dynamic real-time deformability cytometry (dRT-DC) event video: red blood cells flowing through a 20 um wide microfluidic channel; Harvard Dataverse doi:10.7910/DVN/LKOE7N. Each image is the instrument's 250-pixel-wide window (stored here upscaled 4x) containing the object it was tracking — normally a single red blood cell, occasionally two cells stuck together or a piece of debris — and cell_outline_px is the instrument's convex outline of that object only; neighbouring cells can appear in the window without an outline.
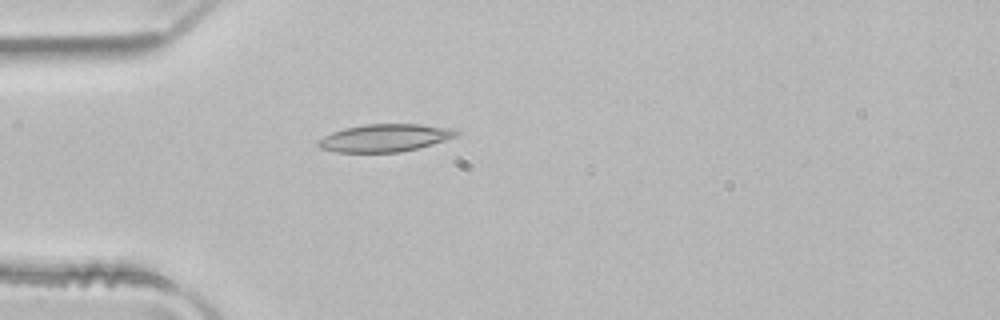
{"species": "common noctule bat (a hibernating species)", "species_latin": "Nyctalus noctula", "temperature_condition": "room temperature", "stored_images_in_passage": 4, "camera_frame_rate_fps": 3000, "um_per_image_px": 0.085, "animal": {"sex": "male", "body_mass_g": 21.5, "forearm_length_mm": 52.0}, "frame": {"image": 1, "passage_image": 4, "time_ms": 1.0, "image_size_px": [1000, 320], "cell_outline_px": [[460, 136], [416, 148], [400, 152], [336, 152], [320, 148], [316, 144], [316, 140], [332, 132], [344, 128], [364, 124], [416, 124], [448, 128], [460, 132]], "centroid_in_image_um": [32.67, 11.72], "position_along_channel_um": 52.3, "area_um2": 22.14}}